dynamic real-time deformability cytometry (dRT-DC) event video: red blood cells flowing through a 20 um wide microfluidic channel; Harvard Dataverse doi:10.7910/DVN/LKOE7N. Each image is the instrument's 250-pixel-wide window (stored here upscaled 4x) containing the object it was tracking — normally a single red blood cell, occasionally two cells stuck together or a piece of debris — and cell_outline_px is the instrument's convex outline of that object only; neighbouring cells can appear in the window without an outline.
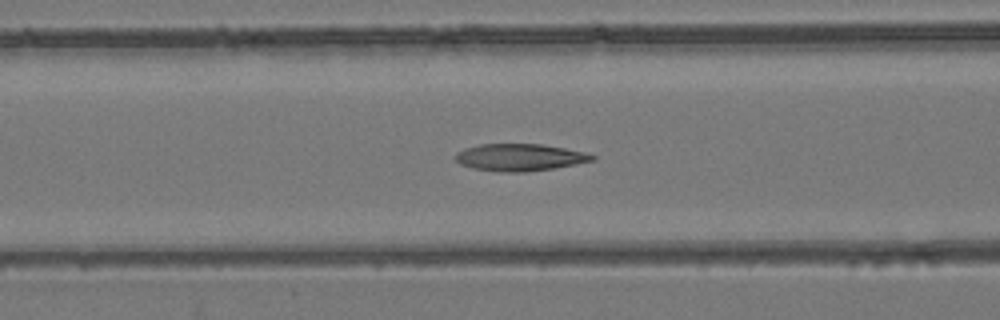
{"species": "common noctule bat (a hibernating species)", "species_latin": "Nyctalus noctula", "temperature_condition": "room temperature", "stored_images_in_passage": 54, "camera_frame_rate_fps": 3000, "um_per_image_px": 0.085, "animal": {"sex": "female", "body_mass_g": 24.6, "forearm_length_mm": 56.2}, "frame": {"image": 1, "passage_image": 22, "time_ms": 7.0, "image_size_px": [1000, 320], "cell_outline_px": [[596, 160], [576, 164], [552, 168], [524, 172], [496, 172], [472, 168], [460, 164], [452, 156], [456, 152], [464, 148], [480, 144], [540, 144], [564, 148], [584, 152], [596, 156]], "centroid_in_image_um": [44.13, 13.38], "position_along_channel_um": 122.5, "area_um2": 21.73}}
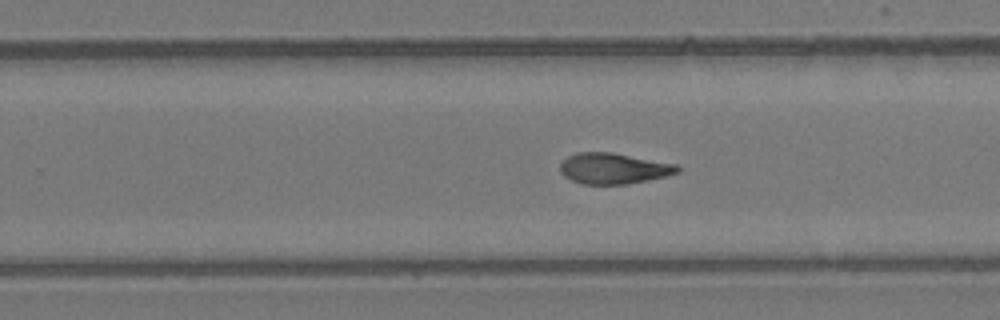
{"frame": {"image": 2, "passage_image": 34, "time_ms": 11.0, "image_size_px": [1000, 320], "cell_outline_px": [[680, 172], [664, 176], [628, 184], [580, 184], [564, 176], [560, 172], [560, 164], [568, 156], [576, 152], [612, 152], [676, 164], [680, 168]], "centroid_in_image_um": [52.13, 14.31], "position_along_channel_um": 277.7, "area_um2": 21.04}}
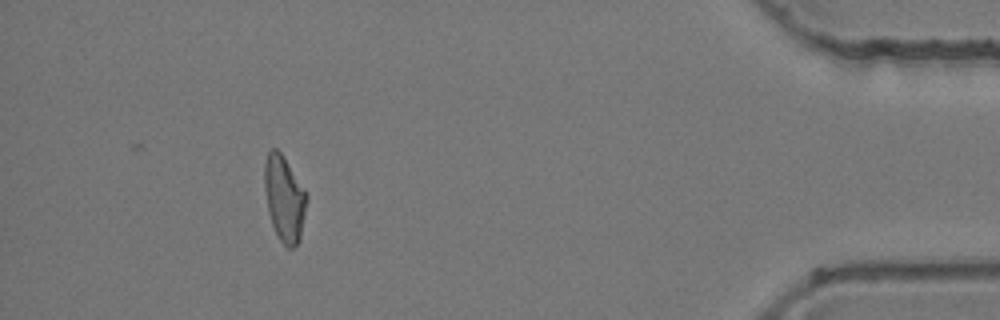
{"frame": {"image": 3, "passage_image": 49, "time_ms": 16.0, "image_size_px": [1000, 320], "cell_outline_px": [[308, 196], [300, 240], [292, 248], [288, 248], [276, 236], [268, 212], [264, 188], [264, 164], [268, 152], [272, 148], [276, 148], [280, 152]], "centroid_in_image_um": [24.15, 16.91], "position_along_channel_um": 411.1, "area_um2": 20.87}, "authors_computed_cell_mechanics": {"area_um2": 21.386, "velocity_mm_per_s": 3.8893, "shape_relaxation_time_tau1_ms": 10.2952, "shape_relaxation_time_tau2_ms": 4.7381, "deformation_change_tau1": 0.2533, "deformation_change_tau2": 0.1021}}